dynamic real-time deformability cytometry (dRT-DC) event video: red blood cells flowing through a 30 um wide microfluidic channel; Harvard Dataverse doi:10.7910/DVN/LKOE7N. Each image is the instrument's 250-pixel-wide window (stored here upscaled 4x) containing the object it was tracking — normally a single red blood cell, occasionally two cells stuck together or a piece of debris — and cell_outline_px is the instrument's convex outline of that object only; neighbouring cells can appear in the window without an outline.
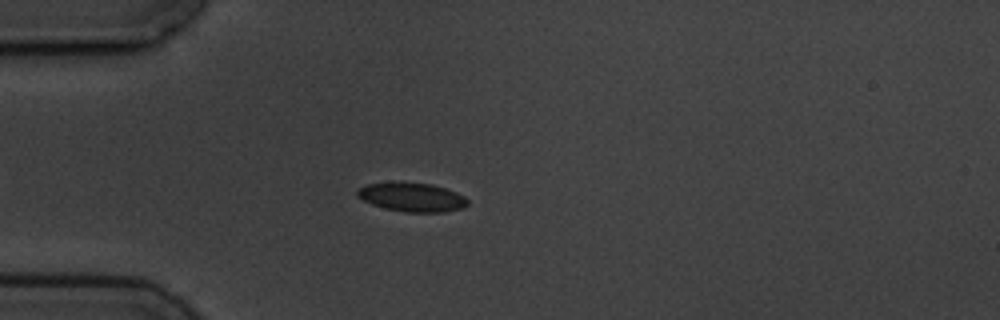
{"species": "common noctule bat (a hibernating species)", "species_latin": "Nyctalus noctula", "temperature_condition": "cold", "stored_images_in_passage": 4, "camera_frame_rate_fps": 3000, "um_per_image_px": 0.085, "animal": {"sex": "male", "body_mass_g": 19.5, "forearm_length_mm": 54.6}, "frame": {"image": 1, "passage_image": 4, "time_ms": 3.333, "image_size_px": [1000, 320], "cell_outline_px": [[468, 204], [464, 208], [444, 212], [404, 212], [384, 208], [372, 204], [356, 196], [356, 192], [360, 188], [368, 184], [432, 184], [456, 192], [464, 196], [468, 200]], "centroid_in_image_um": [35.07, 16.8], "position_along_channel_um": 49.9, "area_um2": 18.03}}